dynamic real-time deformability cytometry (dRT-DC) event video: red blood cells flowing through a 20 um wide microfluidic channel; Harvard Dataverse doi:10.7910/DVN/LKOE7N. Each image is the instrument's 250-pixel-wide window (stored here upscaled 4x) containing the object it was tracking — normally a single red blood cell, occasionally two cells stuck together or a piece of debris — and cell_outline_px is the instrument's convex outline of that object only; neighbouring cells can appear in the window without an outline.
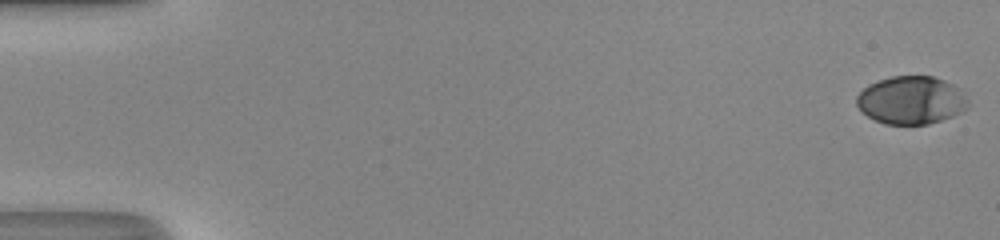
{"species": "human", "species_latin": "Homo sapiens", "temperature_condition": "room temperature", "stored_images_in_passage": 51, "camera_frame_rate_fps": 3000, "um_per_image_px": 0.085, "donor": {"sex": "male"}, "frame": {"image": 1, "passage_image": 1, "time_ms": 0.0, "image_size_px": [1000, 240], "cell_outline_px": [[968, 108], [964, 112], [928, 124], [884, 124], [868, 116], [856, 104], [856, 96], [868, 84], [892, 76], [932, 76], [944, 80], [952, 84], [968, 100]], "centroid_in_image_um": [77.45, 8.52], "position_along_channel_um": 7.6, "area_um2": 30.92}}
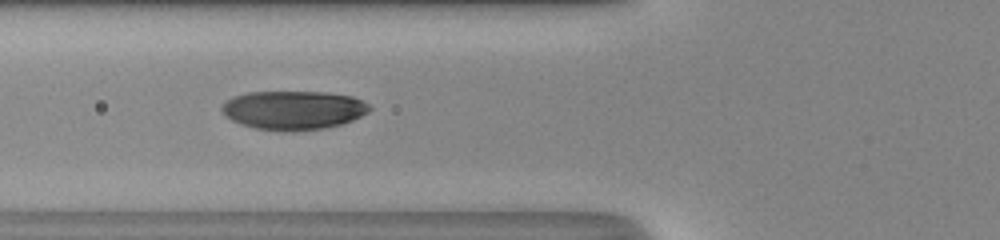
{"frame": {"image": 2, "passage_image": 21, "time_ms": 6.667, "image_size_px": [1000, 240], "cell_outline_px": [[372, 108], [368, 112], [352, 120], [340, 124], [324, 128], [292, 132], [284, 132], [256, 128], [240, 124], [224, 116], [220, 108], [232, 96], [248, 92], [328, 92], [352, 96], [368, 104]], "centroid_in_image_um": [24.92, 9.36], "position_along_channel_um": 100.9, "area_um2": 33.58}}
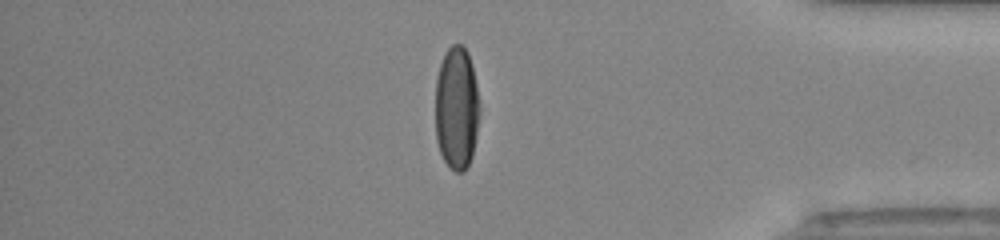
{"frame": {"image": 3, "passage_image": 44, "time_ms": 14.333, "image_size_px": [1000, 240], "cell_outline_px": [[480, 116], [472, 156], [464, 172], [456, 172], [444, 160], [440, 152], [436, 140], [436, 80], [440, 64], [448, 48], [452, 44], [460, 44], [468, 52], [472, 64], [480, 104]], "centroid_in_image_um": [38.83, 9.19], "position_along_channel_um": 396.4, "area_um2": 31.91}, "authors_computed_cell_mechanics": {"area_um2": 33.2928, "velocity_mm_per_s": 4.2087, "shape_relaxation_time_tau1_ms": 4.1796, "shape_relaxation_time_tau2_ms": null, "deformation_change_tau1": 0.2096, "deformation_change_tau2": null}}